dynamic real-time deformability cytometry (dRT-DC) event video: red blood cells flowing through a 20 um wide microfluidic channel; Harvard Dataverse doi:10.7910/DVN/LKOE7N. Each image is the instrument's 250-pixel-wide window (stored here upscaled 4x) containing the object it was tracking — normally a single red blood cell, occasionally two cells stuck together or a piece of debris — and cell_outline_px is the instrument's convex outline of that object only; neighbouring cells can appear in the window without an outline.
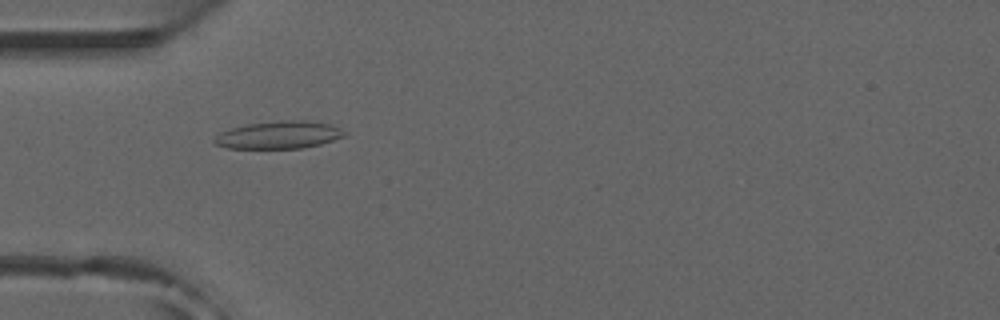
{"species": "common noctule bat (a hibernating species)", "species_latin": "Nyctalus noctula", "temperature_condition": "room temperature", "stored_images_in_passage": 52, "camera_frame_rate_fps": 3000, "um_per_image_px": 0.085, "animal": {"sex": "male", "forearm_length_mm": 52.5}, "frame": {"image": 1, "passage_image": 16, "time_ms": 5.0, "image_size_px": [1000, 320], "cell_outline_px": [[348, 132], [344, 136], [320, 144], [304, 148], [228, 148], [216, 144], [212, 140], [220, 132], [232, 128], [248, 124], [280, 120], [304, 120], [332, 124]], "centroid_in_image_um": [23.73, 11.46], "position_along_channel_um": 61.3, "area_um2": 20.87}}
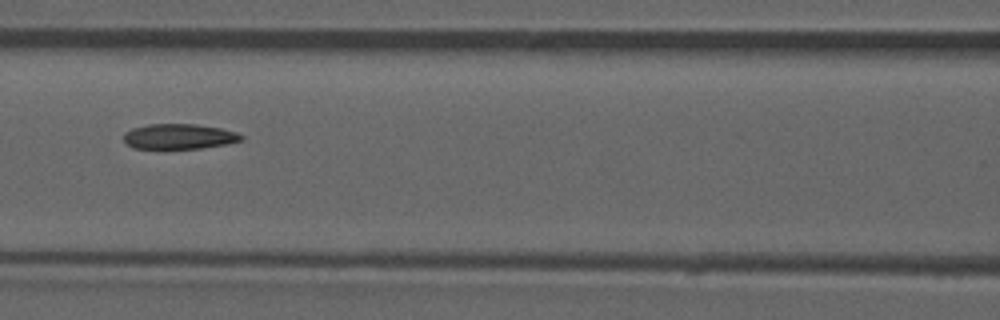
{"frame": {"image": 2, "passage_image": 23, "time_ms": 7.333, "image_size_px": [1000, 320], "cell_outline_px": [[244, 140], [228, 144], [200, 148], [132, 148], [124, 140], [124, 132], [132, 128], [148, 124], [196, 124], [220, 128], [236, 132], [244, 136]], "centroid_in_image_um": [15.24, 11.59], "position_along_channel_um": 151.4, "area_um2": 17.28}, "authors_computed_cell_mechanics": {"area_um2": 18.207, "velocity_mm_per_s": 3.9304, "shape_relaxation_time_tau1_ms": null, "shape_relaxation_time_tau2_ms": 3.4314, "deformation_change_tau1": null, "deformation_change_tau2": 0.1075}}